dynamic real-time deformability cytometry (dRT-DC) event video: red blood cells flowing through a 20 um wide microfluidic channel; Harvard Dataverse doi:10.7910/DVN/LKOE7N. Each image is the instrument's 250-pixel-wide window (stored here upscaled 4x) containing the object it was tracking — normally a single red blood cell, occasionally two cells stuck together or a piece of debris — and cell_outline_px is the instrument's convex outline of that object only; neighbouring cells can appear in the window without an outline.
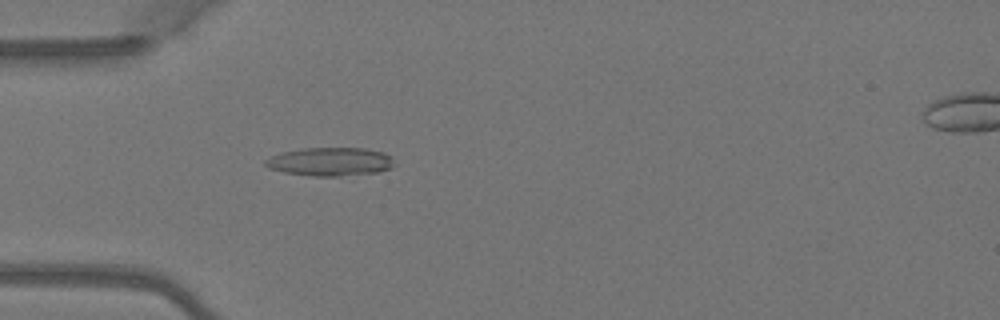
{"species": "Egyptian fruit bat (a non-hibernating species)", "species_latin": "Rousettus aegyptiacus", "temperature_condition": "warm", "stored_images_in_passage": 5, "camera_frame_rate_fps": 3000, "um_per_image_px": 0.085, "animal": {"sex": "female"}, "frame": {"image": 1, "passage_image": 4, "time_ms": 1.0, "image_size_px": [1000, 320], "cell_outline_px": [[396, 164], [380, 172], [336, 176], [312, 176], [284, 172], [268, 168], [264, 164], [264, 160], [280, 152], [304, 148], [364, 148], [384, 152], [392, 156]], "centroid_in_image_um": [28.08, 13.74], "position_along_channel_um": 56.9, "area_um2": 21.5}}